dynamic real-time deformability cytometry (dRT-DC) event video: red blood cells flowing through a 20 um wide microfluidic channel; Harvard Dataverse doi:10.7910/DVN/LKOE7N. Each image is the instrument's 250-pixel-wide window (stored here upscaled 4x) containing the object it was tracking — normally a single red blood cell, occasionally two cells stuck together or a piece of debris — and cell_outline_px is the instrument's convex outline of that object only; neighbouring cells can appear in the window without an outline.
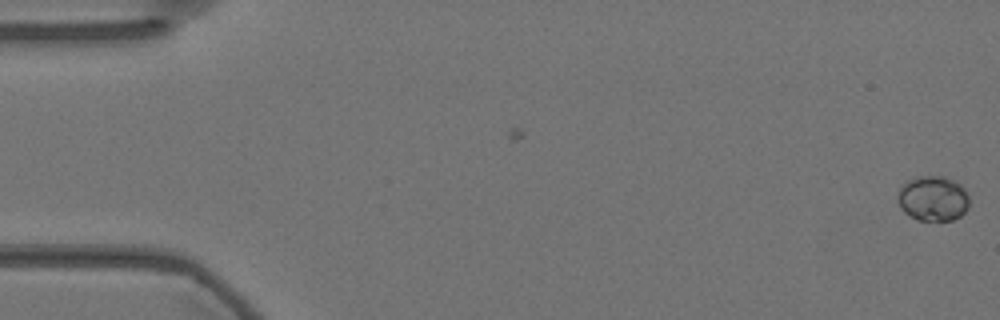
{"species": "Egyptian fruit bat (a non-hibernating species)", "species_latin": "Rousettus aegyptiacus", "temperature_condition": "warm", "stored_images_in_passage": 57, "camera_frame_rate_fps": 3000, "um_per_image_px": 0.085, "animal": {"sex": "female"}, "frame": {"image": 1, "passage_image": 1, "time_ms": 0.0, "image_size_px": [1000, 320], "cell_outline_px": [[968, 208], [960, 216], [952, 220], [916, 220], [904, 212], [900, 208], [896, 200], [896, 196], [900, 188], [908, 180], [916, 176], [944, 176], [960, 184], [964, 188], [968, 196]], "centroid_in_image_um": [79.27, 16.87], "position_along_channel_um": 5.7, "area_um2": 18.96}}
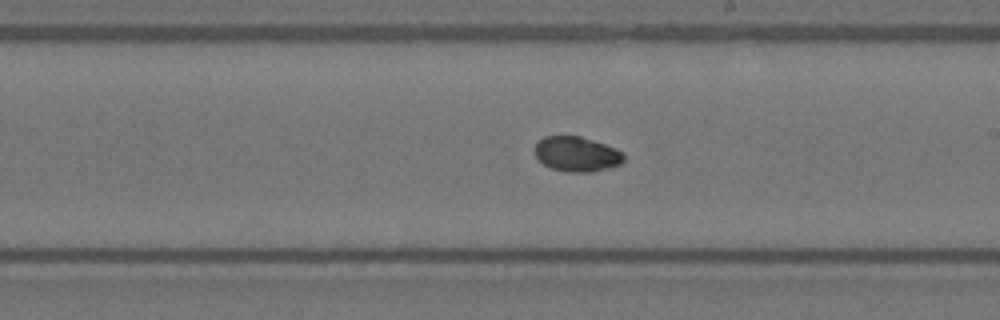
{"frame": {"image": 2, "passage_image": 33, "time_ms": 10.667, "image_size_px": [1000, 320], "cell_outline_px": [[624, 160], [620, 164], [608, 168], [588, 172], [568, 172], [552, 168], [544, 164], [536, 156], [532, 148], [544, 136], [580, 136], [616, 148], [624, 156]], "centroid_in_image_um": [48.99, 13.09], "position_along_channel_um": 240.0, "area_um2": 17.98}}
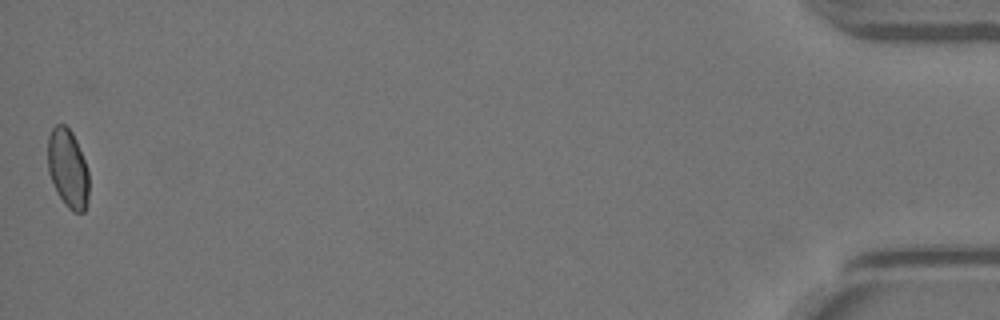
{"frame": {"image": 3, "passage_image": 57, "time_ms": 18.667, "image_size_px": [1000, 320], "cell_outline_px": [[88, 204], [84, 212], [72, 212], [64, 204], [56, 192], [48, 172], [48, 136], [52, 128], [56, 124], [64, 124], [72, 132], [76, 140], [84, 160], [88, 172]], "centroid_in_image_um": [5.76, 14.34], "position_along_channel_um": 429.4, "area_um2": 18.96}, "authors_computed_cell_mechanics": {"area_um2": 18.4382, "velocity_mm_per_s": 3.5843, "shape_relaxation_time_tau1_ms": 5.7476, "shape_relaxation_time_tau2_ms": 5.8653, "deformation_change_tau1": 0.1222, "deformation_change_tau2": 0.0449}}